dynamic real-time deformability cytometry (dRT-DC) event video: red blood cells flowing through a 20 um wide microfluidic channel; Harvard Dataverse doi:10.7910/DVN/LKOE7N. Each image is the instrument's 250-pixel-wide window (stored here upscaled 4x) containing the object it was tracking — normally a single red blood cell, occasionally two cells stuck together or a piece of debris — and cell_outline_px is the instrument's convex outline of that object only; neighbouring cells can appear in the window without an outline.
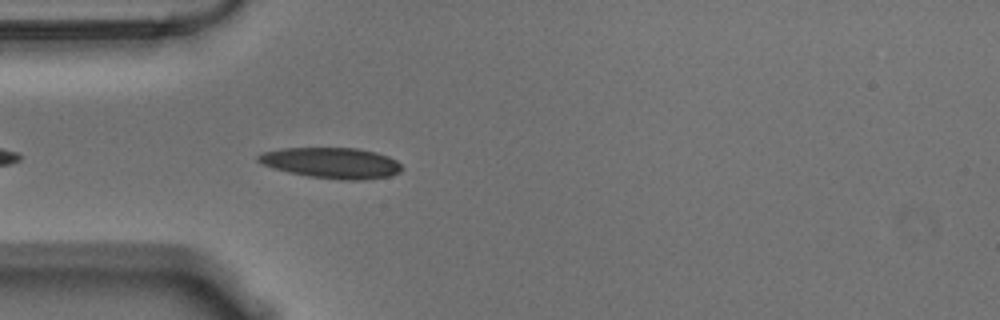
{"species": "Egyptian fruit bat (a non-hibernating species)", "species_latin": "Rousettus aegyptiacus", "temperature_condition": "warm", "stored_images_in_passage": 8, "camera_frame_rate_fps": 3000, "um_per_image_px": 0.085, "animal": {"sex": "male"}, "frame": {"image": 1, "passage_image": 4, "time_ms": 1.0, "image_size_px": [1000, 320], "cell_outline_px": [[404, 168], [400, 172], [392, 176], [364, 180], [340, 180], [308, 176], [288, 172], [272, 168], [256, 160], [256, 156], [264, 152], [280, 148], [356, 148], [376, 152], [388, 156], [396, 160]], "centroid_in_image_um": [28.21, 13.85], "position_along_channel_um": 56.8, "area_um2": 25.95}}
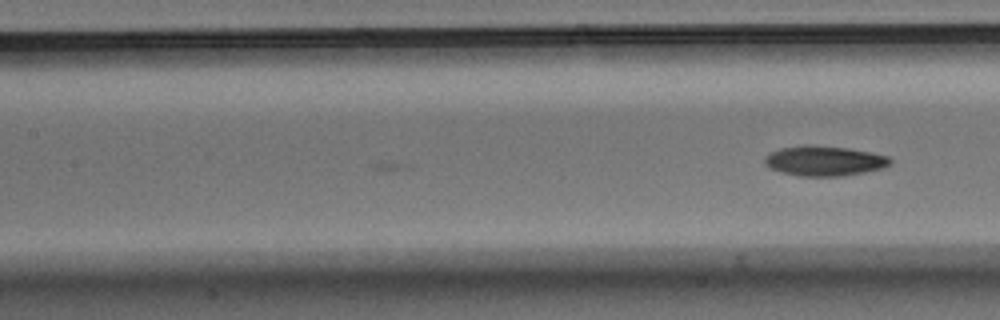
{"frame": {"image": 2, "passage_image": 8, "time_ms": 2.333, "image_size_px": [1000, 320], "cell_outline_px": [[892, 164], [884, 168], [844, 176], [800, 176], [780, 172], [764, 164], [764, 156], [780, 148], [804, 144], [808, 144], [848, 148], [872, 152], [888, 156], [892, 160]], "centroid_in_image_um": [70.09, 13.67], "position_along_channel_um": 137.3, "area_um2": 22.2}}